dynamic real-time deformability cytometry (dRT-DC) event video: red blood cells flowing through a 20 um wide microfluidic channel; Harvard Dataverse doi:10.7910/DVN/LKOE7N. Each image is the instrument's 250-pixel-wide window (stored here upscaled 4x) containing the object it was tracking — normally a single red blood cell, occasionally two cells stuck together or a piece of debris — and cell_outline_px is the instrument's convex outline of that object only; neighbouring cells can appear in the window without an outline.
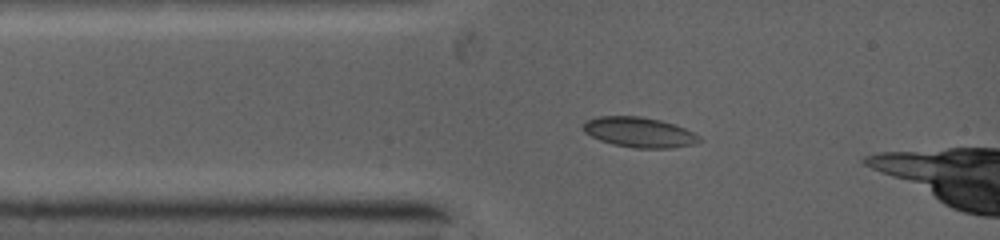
{"species": "common noctule bat (a hibernating species)", "species_latin": "Nyctalus noctula", "temperature_condition": "warm", "stored_images_in_passage": 3, "camera_frame_rate_fps": 5000, "um_per_image_px": 0.085, "animal": {"sex": "female", "body_mass_g": 19.0, "forearm_length_mm": 53.3}, "frame": {"image": 1, "passage_image": 2, "time_ms": 0.8, "image_size_px": [1000, 240], "cell_outline_px": [[700, 140], [692, 144], [672, 148], [636, 148], [612, 144], [600, 140], [584, 132], [584, 124], [588, 120], [600, 116], [640, 116], [660, 120], [684, 128], [692, 132]], "centroid_in_image_um": [54.3, 11.24], "position_along_channel_um": 30.7, "area_um2": 19.94}}